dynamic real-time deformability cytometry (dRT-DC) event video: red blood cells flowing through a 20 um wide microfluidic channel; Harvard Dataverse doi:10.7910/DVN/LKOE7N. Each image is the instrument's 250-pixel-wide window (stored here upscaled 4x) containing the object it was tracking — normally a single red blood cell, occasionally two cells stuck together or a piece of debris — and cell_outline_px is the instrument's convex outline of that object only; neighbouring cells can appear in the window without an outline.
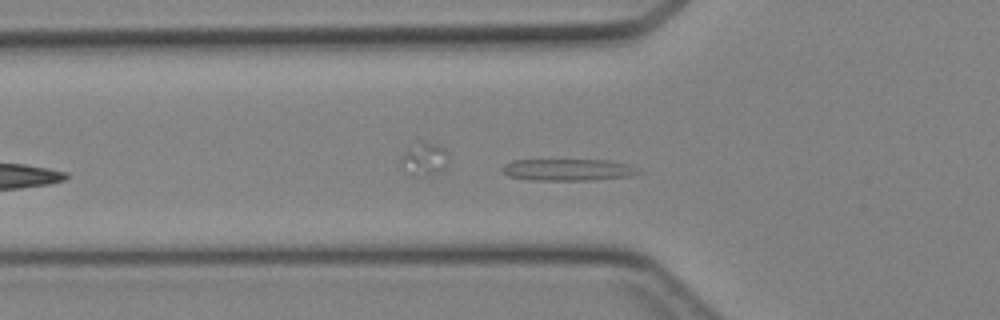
{"species": "Egyptian fruit bat (a non-hibernating species)", "species_latin": "Rousettus aegyptiacus", "temperature_condition": "cold", "stored_images_in_passage": 29, "camera_frame_rate_fps": 3000, "um_per_image_px": 0.085, "animal": {"sex": "female"}, "frame": {"image": 1, "passage_image": 2, "time_ms": 0.333, "image_size_px": [1000, 320], "cell_outline_px": [[644, 172], [632, 176], [592, 180], [528, 180], [508, 176], [504, 172], [504, 164], [512, 160], [608, 160], [628, 164]], "centroid_in_image_um": [48.32, 14.43], "position_along_channel_um": 77.5, "area_um2": 17.34}}
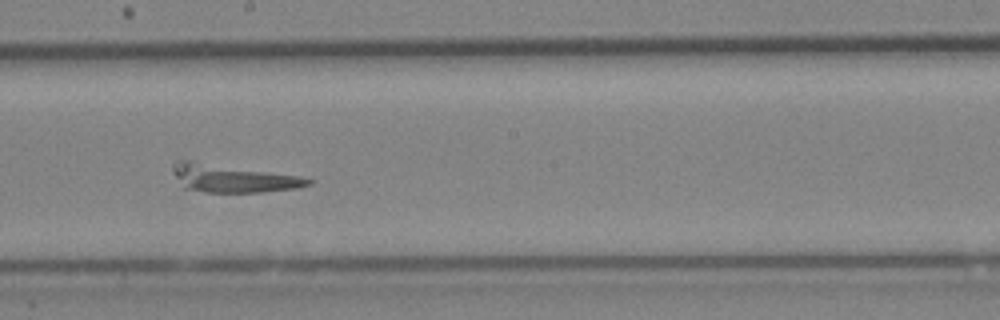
{"frame": {"image": 2, "passage_image": 12, "time_ms": 3.667, "image_size_px": [1000, 320], "cell_outline_px": [[316, 180], [312, 184], [300, 188], [260, 192], [208, 192], [184, 188], [176, 176], [172, 168], [172, 164], [180, 160], [188, 160], [300, 176]], "centroid_in_image_um": [19.85, 15.16], "position_along_channel_um": 228.4, "area_um2": 21.73}}
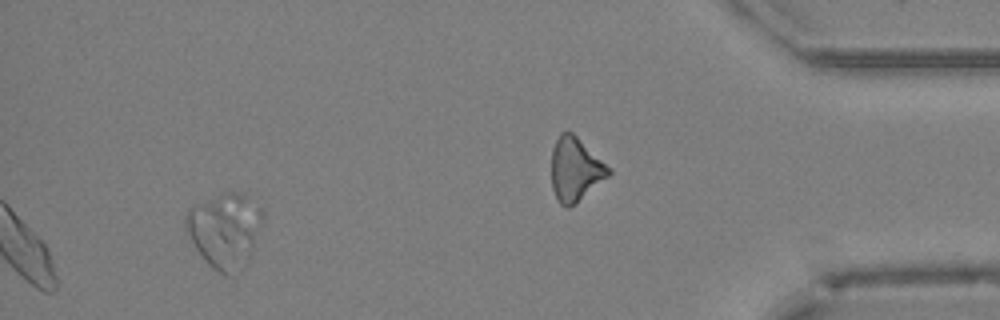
{"frame": {"image": 3, "passage_image": 29, "time_ms": 9.333, "image_size_px": [1000, 320], "cell_outline_px": [[264, 220], [248, 260], [244, 268], [240, 272], [228, 276], [224, 276], [212, 268], [204, 260], [196, 248], [184, 228], [184, 212], [188, 208], [196, 204], [224, 192], [236, 192], [244, 196], [260, 208], [264, 212]], "centroid_in_image_um": [19.09, 19.6], "position_along_channel_um": 416.1, "area_um2": 33.76}}